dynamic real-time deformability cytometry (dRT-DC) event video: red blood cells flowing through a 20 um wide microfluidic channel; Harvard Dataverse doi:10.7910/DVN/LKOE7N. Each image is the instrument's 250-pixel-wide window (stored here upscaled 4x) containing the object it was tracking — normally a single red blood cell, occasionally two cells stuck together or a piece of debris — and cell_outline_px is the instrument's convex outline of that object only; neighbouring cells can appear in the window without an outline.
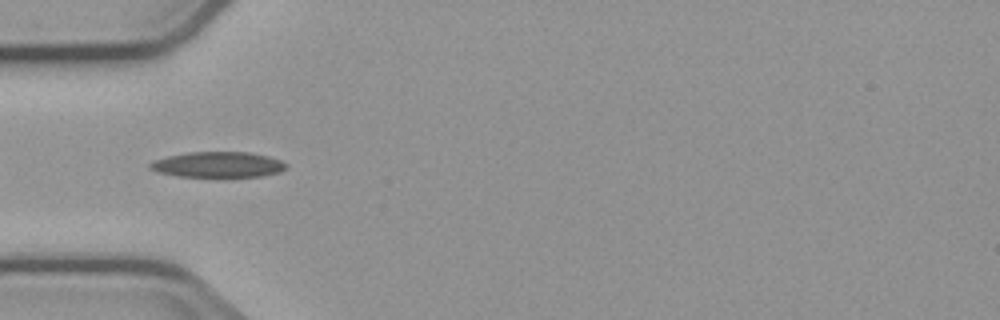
{"species": "common noctule bat (a hibernating species)", "species_latin": "Nyctalus noctula", "temperature_condition": "cold", "stored_images_in_passage": 3, "camera_frame_rate_fps": 3000, "um_per_image_px": 0.085, "animal": {"sex": "male", "body_mass_g": 23.1, "forearm_length_mm": 52.7}, "frame": {"image": 1, "passage_image": 2, "time_ms": 1.0, "image_size_px": [1000, 320], "cell_outline_px": [[288, 168], [280, 172], [264, 176], [224, 180], [176, 176], [156, 172], [148, 168], [148, 164], [156, 160], [168, 156], [188, 152], [248, 152], [268, 156], [280, 160], [288, 164]], "centroid_in_image_um": [18.56, 14.05], "position_along_channel_um": 66.4, "area_um2": 21.56}}
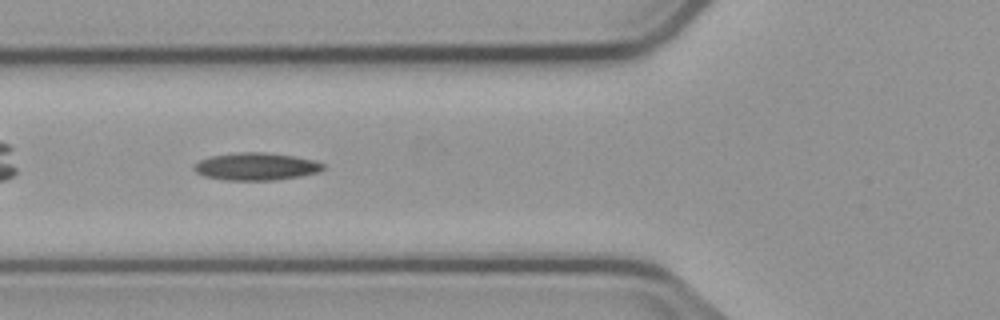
{"frame": {"image": 2, "passage_image": 3, "time_ms": 2.0, "image_size_px": [1000, 320], "cell_outline_px": [[324, 168], [320, 172], [300, 176], [276, 180], [228, 180], [204, 176], [196, 172], [192, 168], [200, 160], [212, 156], [240, 152], [264, 152], [292, 156], [316, 160], [324, 164]], "centroid_in_image_um": [21.8, 14.15], "position_along_channel_um": 104.0, "area_um2": 20.58}}